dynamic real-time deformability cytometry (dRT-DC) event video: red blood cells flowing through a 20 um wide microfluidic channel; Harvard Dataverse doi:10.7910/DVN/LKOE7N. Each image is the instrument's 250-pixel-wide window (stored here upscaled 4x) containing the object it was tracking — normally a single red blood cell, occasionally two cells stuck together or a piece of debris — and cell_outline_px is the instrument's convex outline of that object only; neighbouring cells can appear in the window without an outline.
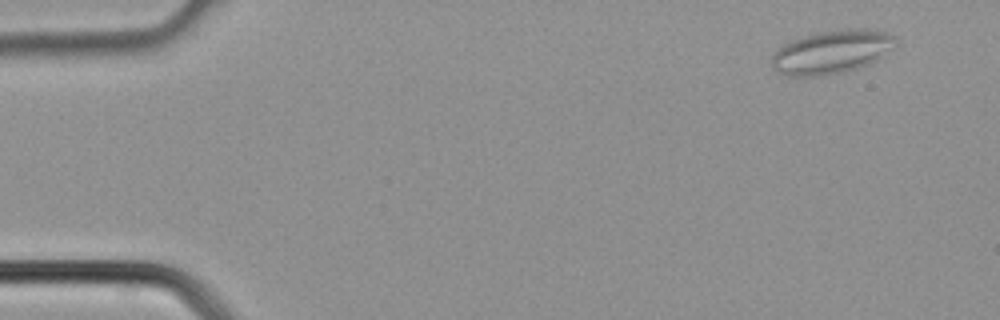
{"species": "common noctule bat (a hibernating species)", "species_latin": "Nyctalus noctula", "temperature_condition": "cold", "stored_images_in_passage": 4, "camera_frame_rate_fps": 3000, "um_per_image_px": 0.085, "animal": {"sex": "male", "body_mass_g": 21.5, "forearm_length_mm": 52.0}, "frame": {"image": 1, "passage_image": 1, "time_ms": 0.0, "image_size_px": [1000, 320], "cell_outline_px": [[900, 40], [892, 48], [876, 60], [868, 64], [844, 72], [820, 76], [788, 76], [772, 68], [772, 56], [776, 48], [792, 40], [816, 32], [848, 28], [864, 28], [884, 32], [896, 36]], "centroid_in_image_um": [70.7, 4.4], "position_along_channel_um": 14.3, "area_um2": 31.5}}